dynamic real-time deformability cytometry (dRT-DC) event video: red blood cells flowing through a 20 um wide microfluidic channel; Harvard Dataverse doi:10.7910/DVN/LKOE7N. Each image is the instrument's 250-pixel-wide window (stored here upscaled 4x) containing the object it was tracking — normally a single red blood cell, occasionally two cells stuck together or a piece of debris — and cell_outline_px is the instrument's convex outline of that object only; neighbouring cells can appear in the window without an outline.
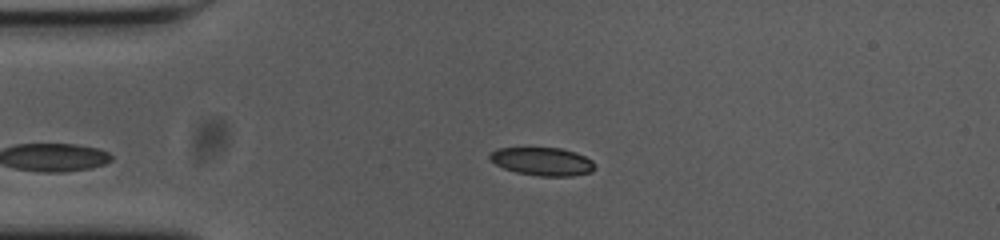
{"species": "common noctule bat (a hibernating species)", "species_latin": "Nyctalus noctula", "temperature_condition": "cold", "stored_images_in_passage": 45, "camera_frame_rate_fps": 3000, "um_per_image_px": 0.085, "animal": {"sex": "female", "body_mass_g": 23.0, "forearm_length_mm": 53.4}, "frame": {"image": 1, "passage_image": 2, "time_ms": 0.333, "image_size_px": [1000, 240], "cell_outline_px": [[596, 164], [592, 172], [572, 176], [540, 176], [516, 172], [504, 168], [488, 160], [488, 156], [496, 148], [560, 148], [576, 152], [592, 160]], "centroid_in_image_um": [46.11, 13.72], "position_along_channel_um": 38.9, "area_um2": 17.28}}
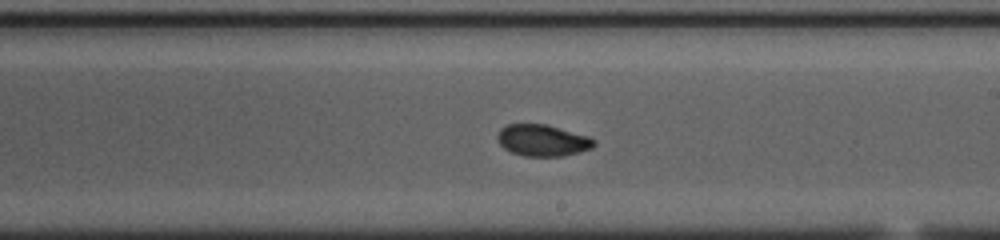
{"frame": {"image": 2, "passage_image": 21, "time_ms": 6.667, "image_size_px": [1000, 240], "cell_outline_px": [[596, 144], [592, 148], [580, 152], [564, 156], [524, 156], [512, 152], [504, 148], [500, 144], [500, 128], [508, 124], [548, 124], [588, 136], [596, 140]], "centroid_in_image_um": [46.18, 11.93], "position_along_channel_um": 242.8, "area_um2": 17.69}}
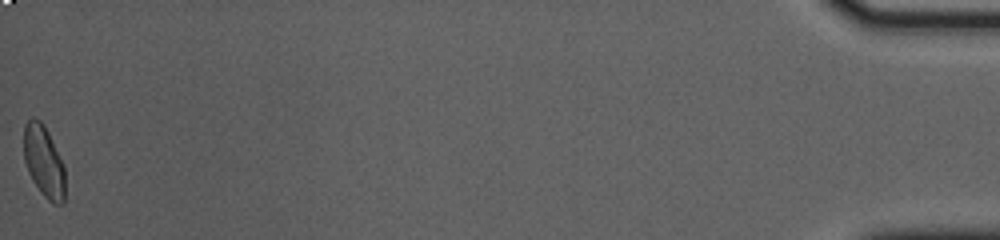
{"frame": {"image": 3, "passage_image": 45, "time_ms": 14.667, "image_size_px": [1000, 240], "cell_outline_px": [[64, 204], [52, 204], [44, 196], [32, 180], [28, 172], [24, 160], [24, 124], [32, 116], [40, 120], [44, 124], [64, 164]], "centroid_in_image_um": [3.72, 13.71], "position_along_channel_um": 431.5, "area_um2": 17.34}, "authors_computed_cell_mechanics": {"area_um2": 17.5134, "velocity_mm_per_s": 3.6529, "shape_relaxation_time_tau1_ms": 3.2872, "shape_relaxation_time_tau2_ms": 1.8809, "deformation_change_tau1": 0.0982, "deformation_change_tau2": 0.0491}}